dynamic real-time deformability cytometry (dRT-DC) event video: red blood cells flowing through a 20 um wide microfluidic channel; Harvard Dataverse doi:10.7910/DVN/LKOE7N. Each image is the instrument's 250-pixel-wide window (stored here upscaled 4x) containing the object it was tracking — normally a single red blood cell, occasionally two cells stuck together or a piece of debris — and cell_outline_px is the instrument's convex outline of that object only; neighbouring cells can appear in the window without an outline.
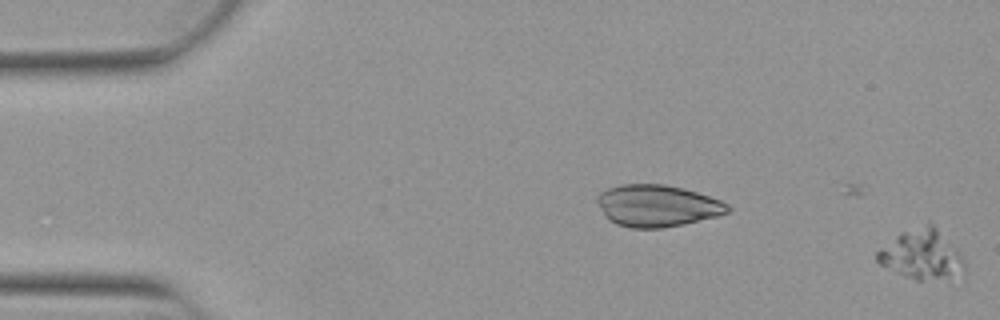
{"species": "Egyptian fruit bat (a non-hibernating species)", "species_latin": "Rousettus aegyptiacus", "temperature_condition": "warm", "stored_images_in_passage": 17, "camera_frame_rate_fps": 3000, "um_per_image_px": 0.085, "animal": {"sex": "female"}, "frame": {"image": 1, "passage_image": 1, "time_ms": 0.0, "image_size_px": [1000, 320], "cell_outline_px": [[964, 280], [916, 280], [896, 272], [880, 264], [876, 260], [876, 252], [880, 248], [900, 232], [928, 224], [932, 224], [964, 256]], "centroid_in_image_um": [78.43, 21.71], "position_along_channel_um": 6.6, "area_um2": 25.55}}
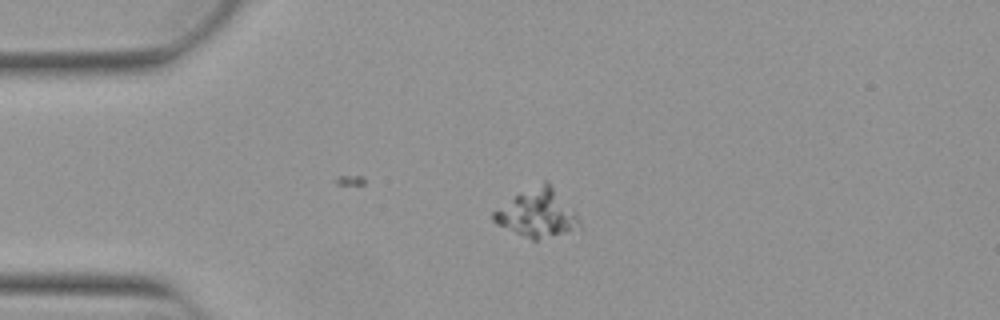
{"frame": {"image": 2, "passage_image": 13, "time_ms": 4.0, "image_size_px": [1000, 320], "cell_outline_px": [[580, 228], [536, 240], [532, 240], [496, 224], [492, 220], [492, 212], [520, 192], [544, 180], [548, 180], [580, 220]], "centroid_in_image_um": [45.64, 18.12], "position_along_channel_um": 39.4, "area_um2": 23.52}}